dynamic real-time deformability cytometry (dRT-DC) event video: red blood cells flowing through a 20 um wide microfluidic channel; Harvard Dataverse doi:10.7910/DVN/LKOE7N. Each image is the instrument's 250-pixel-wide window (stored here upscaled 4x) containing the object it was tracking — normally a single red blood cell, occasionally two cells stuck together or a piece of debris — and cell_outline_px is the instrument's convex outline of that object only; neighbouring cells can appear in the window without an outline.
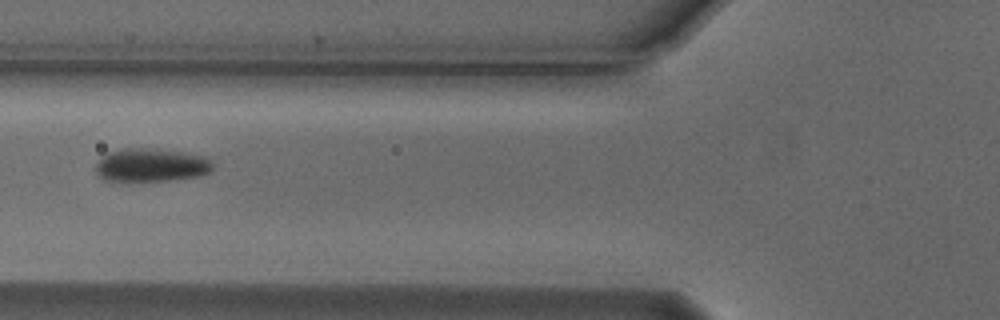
{"species": "Egyptian fruit bat (a non-hibernating species)", "species_latin": "Rousettus aegyptiacus", "temperature_condition": "cold", "stored_images_in_passage": 10, "camera_frame_rate_fps": 3000, "um_per_image_px": 0.085, "animal": {"sex": "male"}, "frame": {"image": 1, "passage_image": 6, "time_ms": 1.667, "image_size_px": [1000, 320], "cell_outline_px": [[212, 168], [208, 172], [200, 176], [168, 180], [108, 180], [100, 176], [96, 172], [96, 164], [108, 152], [124, 148], [148, 148], [180, 152], [208, 156], [212, 160]], "centroid_in_image_um": [12.89, 14.01], "position_along_channel_um": 112.9, "area_um2": 22.37}}
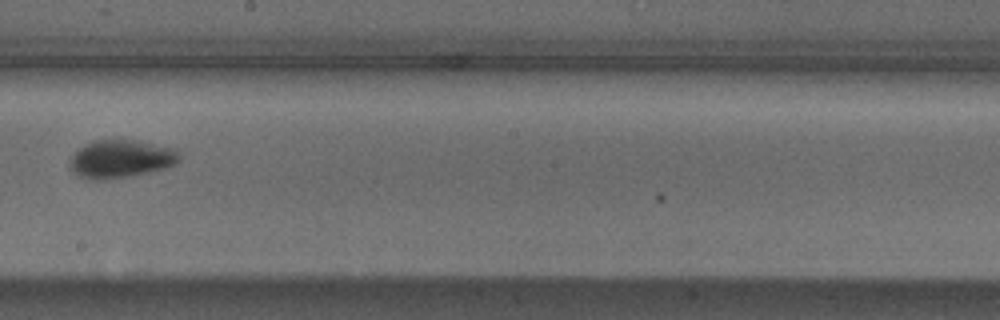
{"frame": {"image": 2, "passage_image": 9, "time_ms": 2.667, "image_size_px": [1000, 320], "cell_outline_px": [[180, 160], [176, 164], [164, 168], [132, 176], [100, 180], [96, 180], [80, 176], [72, 172], [68, 168], [68, 160], [80, 148], [96, 140], [132, 140], [172, 148], [180, 156]], "centroid_in_image_um": [10.23, 13.53], "position_along_channel_um": 238.0, "area_um2": 23.93}}
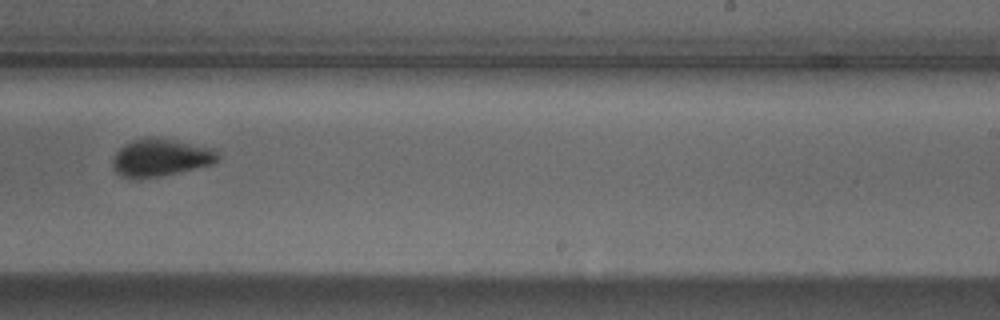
{"frame": {"image": 3, "passage_image": 10, "time_ms": 3.0, "image_size_px": [1000, 320], "cell_outline_px": [[220, 156], [212, 164], [160, 176], [120, 176], [112, 168], [112, 160], [116, 152], [124, 144], [132, 140], [172, 140], [212, 148]], "centroid_in_image_um": [13.63, 13.41], "position_along_channel_um": 275.4, "area_um2": 21.79}}